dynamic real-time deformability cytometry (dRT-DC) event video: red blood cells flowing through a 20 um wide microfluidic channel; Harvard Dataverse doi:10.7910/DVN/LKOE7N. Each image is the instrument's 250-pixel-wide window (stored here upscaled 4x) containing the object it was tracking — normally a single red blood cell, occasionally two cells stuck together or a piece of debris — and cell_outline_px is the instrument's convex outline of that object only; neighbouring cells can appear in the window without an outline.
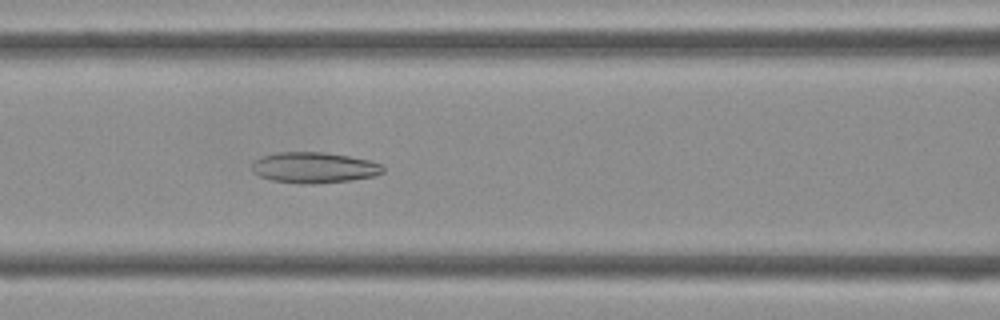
{"species": "Egyptian fruit bat (a non-hibernating species)", "species_latin": "Rousettus aegyptiacus", "temperature_condition": "cold", "stored_images_in_passage": 43, "camera_frame_rate_fps": 3000, "um_per_image_px": 0.085, "frame": {"image": 1, "passage_image": 17, "time_ms": 5.333, "image_size_px": [1000, 320], "cell_outline_px": [[384, 172], [372, 176], [352, 180], [312, 184], [300, 184], [272, 180], [260, 176], [252, 172], [252, 164], [260, 156], [276, 152], [324, 152], [348, 156], [368, 160], [380, 164], [384, 168]], "centroid_in_image_um": [26.66, 14.24], "position_along_channel_um": 139.9, "area_um2": 23.52}}
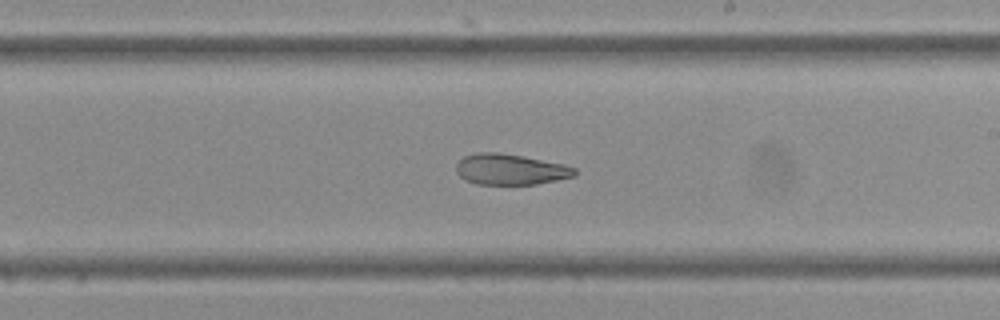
{"frame": {"image": 2, "passage_image": 24, "time_ms": 7.667, "image_size_px": [1000, 320], "cell_outline_px": [[576, 176], [536, 184], [476, 184], [464, 180], [456, 172], [456, 164], [464, 156], [476, 152], [496, 152], [520, 156], [564, 164], [576, 168]], "centroid_in_image_um": [43.36, 14.4], "position_along_channel_um": 245.6, "area_um2": 21.21}}
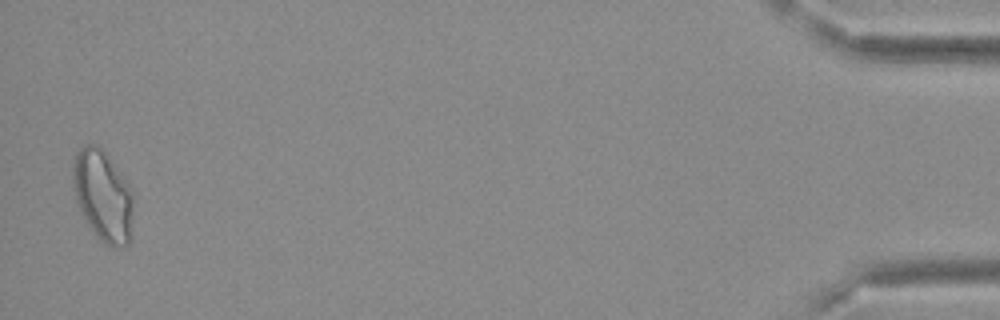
{"frame": {"image": 3, "passage_image": 42, "time_ms": 13.667, "image_size_px": [1000, 320], "cell_outline_px": [[132, 232], [128, 248], [108, 248], [100, 240], [88, 224], [80, 212], [76, 200], [72, 180], [72, 164], [76, 152], [84, 144], [96, 144], [104, 152], [124, 176], [132, 188]], "centroid_in_image_um": [8.76, 16.68], "position_along_channel_um": 426.4, "area_um2": 32.66}}